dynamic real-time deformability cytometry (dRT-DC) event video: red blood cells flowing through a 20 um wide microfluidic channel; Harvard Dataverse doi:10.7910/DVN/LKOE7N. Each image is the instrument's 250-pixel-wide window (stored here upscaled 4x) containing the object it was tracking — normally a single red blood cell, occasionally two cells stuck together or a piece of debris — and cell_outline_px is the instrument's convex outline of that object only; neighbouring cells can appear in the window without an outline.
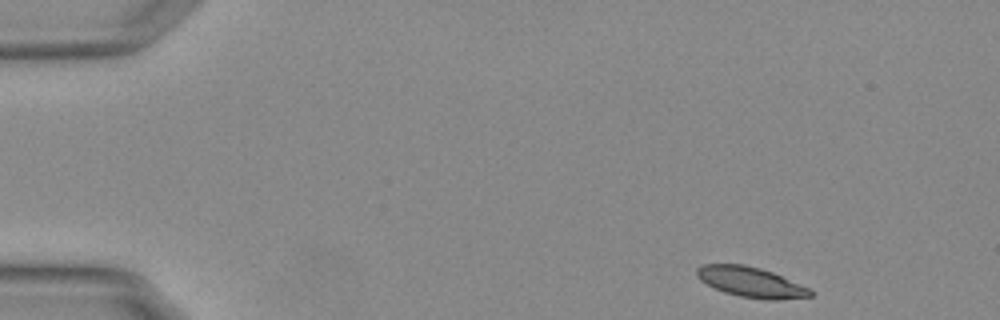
{"species": "Egyptian fruit bat (a non-hibernating species)", "species_latin": "Rousettus aegyptiacus", "temperature_condition": "warm", "stored_images_in_passage": 50, "camera_frame_rate_fps": 3000, "um_per_image_px": 0.085, "animal": {"sex": "female"}, "frame": {"image": 1, "passage_image": 1, "time_ms": 0.0, "image_size_px": [1000, 320], "cell_outline_px": [[812, 296], [780, 300], [764, 300], [740, 296], [724, 292], [700, 280], [696, 276], [696, 268], [700, 264], [744, 264], [760, 268], [772, 272], [812, 288]], "centroid_in_image_um": [63.85, 23.98], "position_along_channel_um": 21.1, "area_um2": 20.17}}
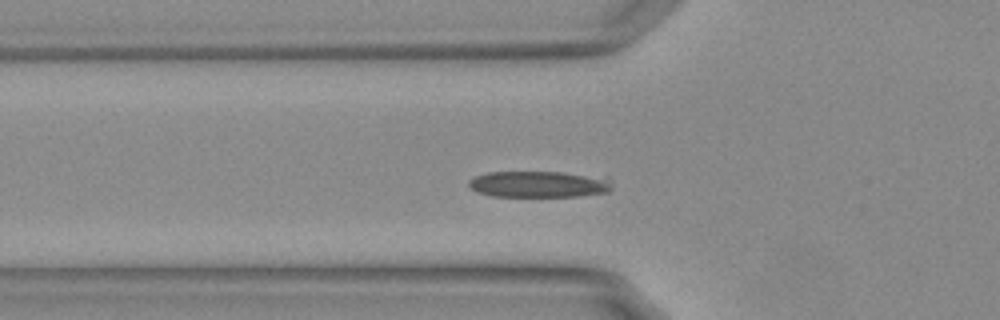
{"frame": {"image": 2, "passage_image": 14, "time_ms": 4.333, "image_size_px": [1000, 320], "cell_outline_px": [[612, 188], [608, 192], [580, 196], [492, 196], [476, 192], [468, 188], [468, 180], [476, 176], [488, 172], [564, 172], [608, 176], [612, 184]], "centroid_in_image_um": [45.84, 15.65], "position_along_channel_um": 80.0, "area_um2": 22.43}}
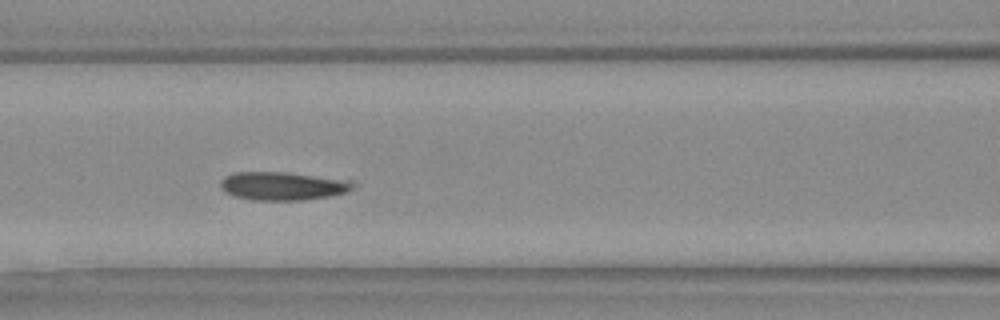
{"frame": {"image": 3, "passage_image": 19, "time_ms": 6.0, "image_size_px": [1000, 320], "cell_outline_px": [[356, 184], [348, 192], [328, 196], [304, 200], [252, 200], [236, 196], [224, 192], [220, 188], [220, 180], [224, 176], [232, 172], [284, 172], [352, 180]], "centroid_in_image_um": [24.01, 15.8], "position_along_channel_um": 142.6, "area_um2": 22.02}, "authors_computed_cell_mechanics": {"area_um2": 21.0681, "velocity_mm_per_s": 3.7269, "shape_relaxation_time_tau1_ms": 3.6423, "shape_relaxation_time_tau2_ms": 2.1328, "deformation_change_tau1": 0.1379, "deformation_change_tau2": 0.088}}